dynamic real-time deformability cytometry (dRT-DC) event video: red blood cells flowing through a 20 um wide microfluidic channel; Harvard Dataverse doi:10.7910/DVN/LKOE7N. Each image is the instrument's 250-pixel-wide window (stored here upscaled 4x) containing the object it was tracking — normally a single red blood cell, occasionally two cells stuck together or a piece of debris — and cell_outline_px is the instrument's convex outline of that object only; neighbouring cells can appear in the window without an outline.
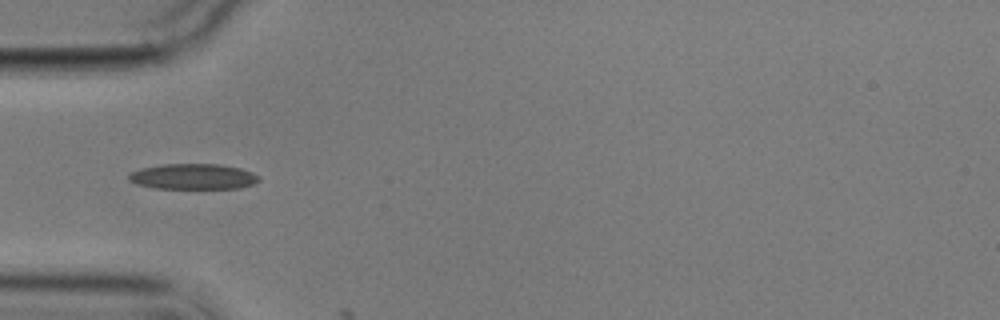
{"species": "common noctule bat (a hibernating species)", "species_latin": "Nyctalus noctula", "temperature_condition": "cold", "stored_images_in_passage": 4, "camera_frame_rate_fps": 3000, "um_per_image_px": 0.085, "animal": {"sex": "male", "body_mass_g": 17.9}, "frame": {"image": 1, "passage_image": 3, "time_ms": 5.333, "image_size_px": [1000, 320], "cell_outline_px": [[260, 180], [252, 184], [240, 188], [156, 188], [136, 184], [128, 180], [128, 176], [132, 172], [140, 168], [164, 164], [220, 164], [240, 168], [252, 172], [260, 176]], "centroid_in_image_um": [16.43, 15.0], "position_along_channel_um": 68.6, "area_um2": 19.36}}